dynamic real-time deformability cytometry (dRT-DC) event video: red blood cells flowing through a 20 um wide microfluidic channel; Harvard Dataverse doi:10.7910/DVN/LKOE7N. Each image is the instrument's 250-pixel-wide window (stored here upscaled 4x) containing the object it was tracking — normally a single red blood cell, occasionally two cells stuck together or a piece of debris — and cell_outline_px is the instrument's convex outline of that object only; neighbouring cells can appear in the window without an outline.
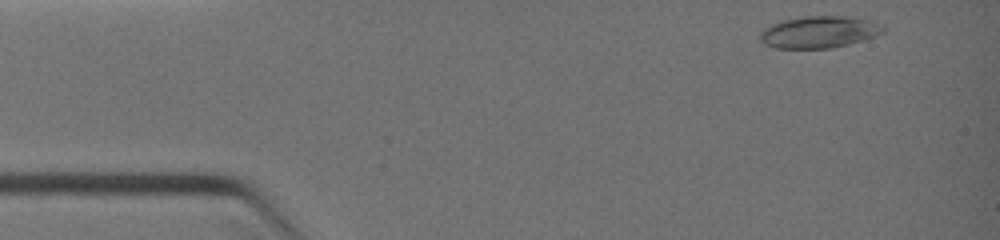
{"species": "common noctule bat (a hibernating species)", "species_latin": "Nyctalus noctula", "temperature_condition": "warm", "stored_images_in_passage": 13, "camera_frame_rate_fps": 3000, "um_per_image_px": 0.085, "animal": {"sex": "female", "body_mass_g": 19.0, "forearm_length_mm": 51.5}, "frame": {"image": 1, "passage_image": 1, "time_ms": 0.0, "image_size_px": [1000, 240], "cell_outline_px": [[884, 32], [876, 36], [864, 40], [832, 48], [772, 48], [764, 44], [760, 40], [760, 32], [764, 28], [780, 20], [804, 16], [844, 16], [872, 20], [884, 24]], "centroid_in_image_um": [69.64, 2.72], "position_along_channel_um": 15.4, "area_um2": 23.18}}
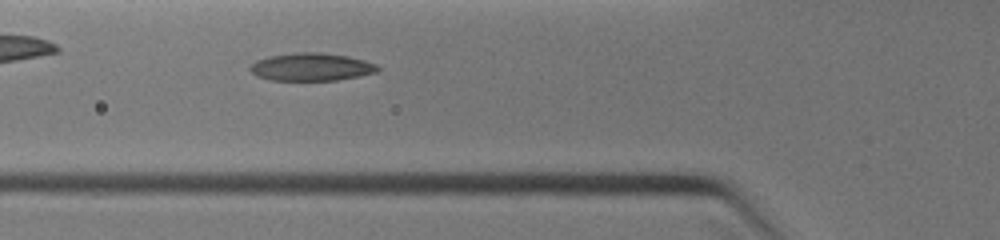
{"frame": {"image": 2, "passage_image": 11, "time_ms": 3.333, "image_size_px": [1000, 240], "cell_outline_px": [[380, 72], [360, 76], [336, 80], [268, 80], [256, 76], [248, 68], [256, 60], [268, 56], [296, 52], [320, 52], [348, 56], [364, 60], [376, 64], [380, 68]], "centroid_in_image_um": [26.47, 5.69], "position_along_channel_um": 99.3, "area_um2": 20.87}}